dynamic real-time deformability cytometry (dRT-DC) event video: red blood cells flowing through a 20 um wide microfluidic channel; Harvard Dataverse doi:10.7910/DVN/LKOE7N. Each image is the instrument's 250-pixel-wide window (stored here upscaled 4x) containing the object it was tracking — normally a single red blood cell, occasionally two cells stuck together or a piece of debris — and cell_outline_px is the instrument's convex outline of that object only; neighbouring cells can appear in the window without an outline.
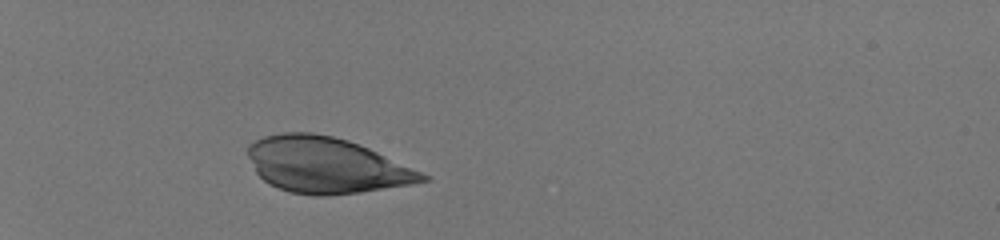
{"species": "human", "species_latin": "Homo sapiens", "temperature_condition": "room temperature", "stored_images_in_passage": 37, "camera_frame_rate_fps": 3000, "um_per_image_px": 0.085, "donor": {"sex": "male"}, "frame": {"image": 1, "passage_image": 8, "time_ms": 2.333, "image_size_px": [1000, 240], "cell_outline_px": [[432, 180], [412, 184], [360, 192], [328, 196], [316, 196], [288, 192], [276, 188], [268, 184], [256, 172], [248, 156], [248, 144], [264, 136], [284, 132], [312, 132], [332, 136], [348, 140], [368, 148], [432, 176]], "centroid_in_image_um": [27.73, 14.05], "position_along_channel_um": 57.3, "area_um2": 56.88}}
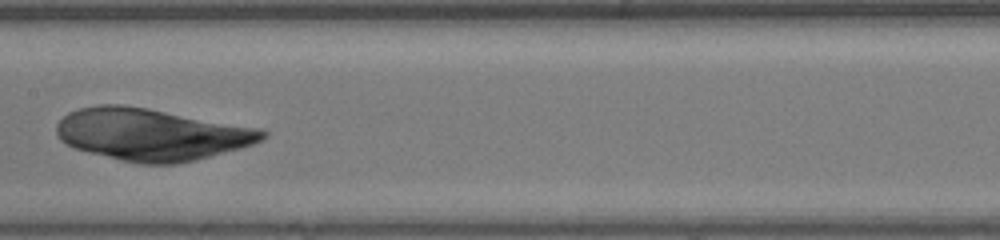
{"frame": {"image": 2, "passage_image": 21, "time_ms": 6.667, "image_size_px": [1000, 240], "cell_outline_px": [[268, 136], [252, 144], [240, 148], [196, 160], [176, 164], [140, 164], [120, 160], [76, 148], [60, 140], [56, 132], [56, 124], [68, 112], [80, 108], [100, 104], [120, 104], [148, 108], [264, 128], [268, 132]], "centroid_in_image_um": [12.91, 11.41], "position_along_channel_um": 194.5, "area_um2": 62.6}}
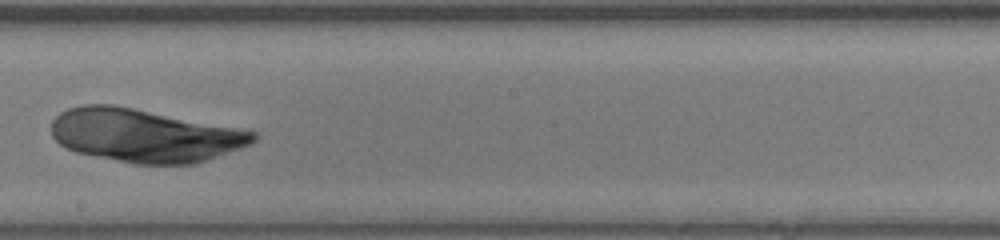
{"frame": {"image": 3, "passage_image": 24, "time_ms": 7.667, "image_size_px": [1000, 240], "cell_outline_px": [[260, 136], [252, 144], [196, 164], [136, 164], [76, 152], [60, 144], [52, 136], [52, 120], [60, 112], [68, 108], [84, 104], [112, 104], [256, 132]], "centroid_in_image_um": [12.28, 11.52], "position_along_channel_um": 235.9, "area_um2": 62.19}}